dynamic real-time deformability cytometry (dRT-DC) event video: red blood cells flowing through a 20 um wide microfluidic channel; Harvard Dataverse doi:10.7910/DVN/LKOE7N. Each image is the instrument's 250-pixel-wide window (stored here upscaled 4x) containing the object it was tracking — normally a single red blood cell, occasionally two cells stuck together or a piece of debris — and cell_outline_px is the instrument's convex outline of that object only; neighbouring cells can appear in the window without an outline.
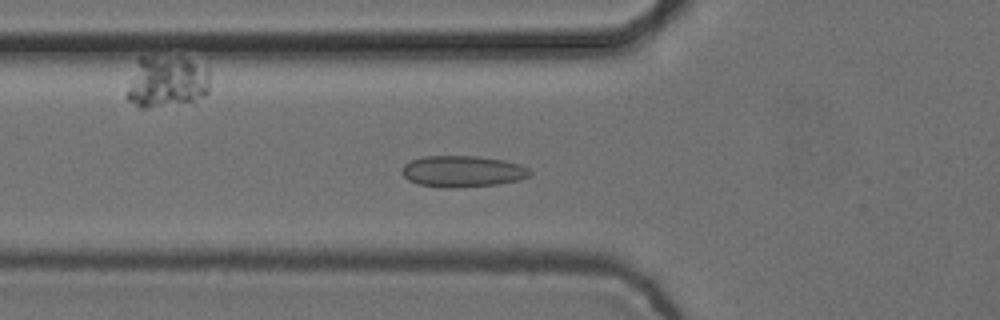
{"species": "common noctule bat (a hibernating species)", "species_latin": "Nyctalus noctula", "temperature_condition": "cold", "stored_images_in_passage": 46, "camera_frame_rate_fps": 3000, "um_per_image_px": 0.085, "animal": {"sex": "female", "body_mass_g": 24.6, "forearm_length_mm": 56.2}, "frame": {"image": 1, "passage_image": 10, "time_ms": 3.0, "image_size_px": [1000, 320], "cell_outline_px": [[532, 172], [528, 176], [516, 180], [500, 184], [456, 188], [444, 188], [416, 184], [408, 180], [400, 172], [404, 164], [412, 160], [424, 156], [480, 156], [504, 160], [520, 164], [528, 168]], "centroid_in_image_um": [39.29, 14.57], "position_along_channel_um": 86.5, "area_um2": 23.58}}
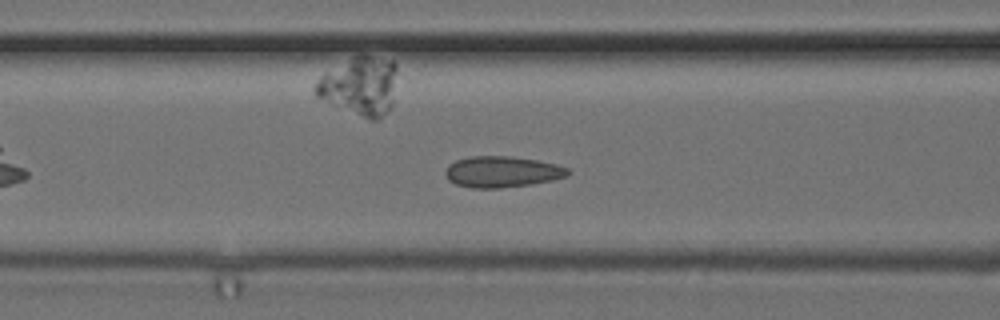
{"frame": {"image": 2, "passage_image": 13, "time_ms": 4.0, "image_size_px": [1000, 320], "cell_outline_px": [[572, 172], [568, 176], [552, 180], [532, 184], [500, 188], [472, 188], [456, 184], [448, 180], [444, 172], [448, 164], [456, 160], [472, 156], [508, 156], [536, 160], [556, 164], [568, 168]], "centroid_in_image_um": [42.68, 14.6], "position_along_channel_um": 123.9, "area_um2": 22.31}}
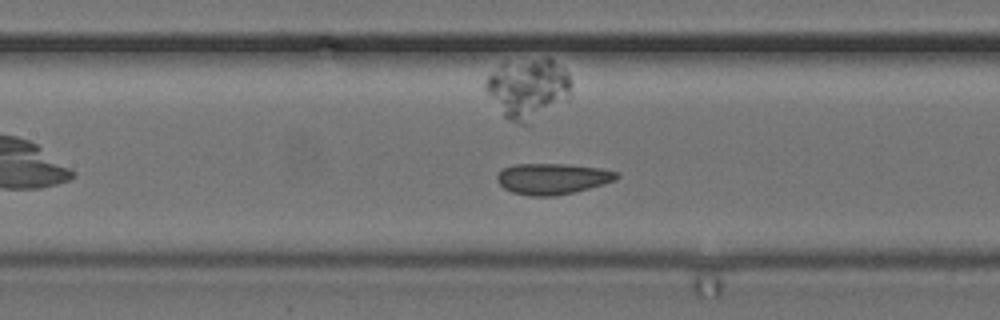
{"frame": {"image": 3, "passage_image": 16, "time_ms": 5.0, "image_size_px": [1000, 320], "cell_outline_px": [[620, 176], [616, 180], [604, 184], [556, 196], [528, 196], [512, 192], [504, 188], [496, 180], [496, 176], [504, 168], [512, 164], [568, 164], [600, 168], [620, 172]], "centroid_in_image_um": [46.97, 15.19], "position_along_channel_um": 160.4, "area_um2": 21.68}, "authors_computed_cell_mechanics": {"area_um2": 21.8773, "velocity_mm_per_s": 3.6701, "shape_relaxation_time_tau1_ms": 4.4158, "shape_relaxation_time_tau2_ms": 1.2685, "deformation_change_tau1": 0.0803, "deformation_change_tau2": 0.0581}}